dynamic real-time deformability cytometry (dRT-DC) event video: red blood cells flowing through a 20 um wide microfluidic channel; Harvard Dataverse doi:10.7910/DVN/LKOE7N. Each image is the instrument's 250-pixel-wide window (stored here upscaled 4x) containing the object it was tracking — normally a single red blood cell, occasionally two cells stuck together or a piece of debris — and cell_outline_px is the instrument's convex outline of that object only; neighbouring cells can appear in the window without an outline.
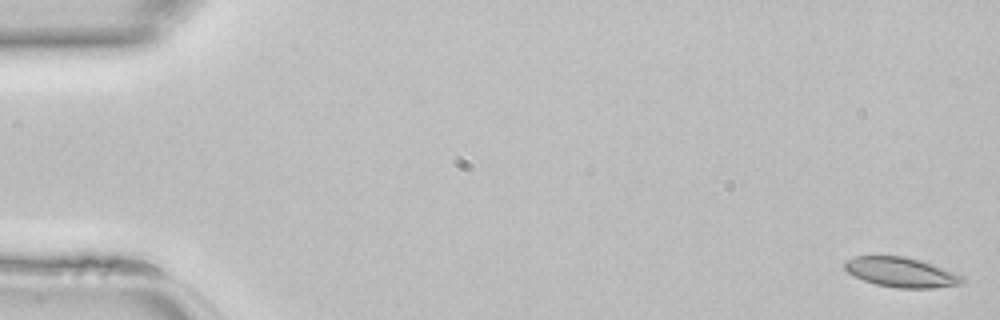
{"species": "common noctule bat (a hibernating species)", "species_latin": "Nyctalus noctula", "temperature_condition": "room temperature", "stored_images_in_passage": 46, "camera_frame_rate_fps": 3000, "um_per_image_px": 0.085, "animal": {"sex": "female", "body_mass_g": 22.7, "forearm_length_mm": 54.2}, "frame": {"image": 1, "passage_image": 1, "time_ms": 0.0, "image_size_px": [1000, 320], "cell_outline_px": [[964, 284], [932, 288], [896, 288], [876, 284], [864, 280], [848, 272], [844, 268], [844, 260], [856, 256], [904, 256], [920, 260], [932, 264], [964, 276]], "centroid_in_image_um": [76.61, 23.14], "position_along_channel_um": 8.4, "area_um2": 20.4}}
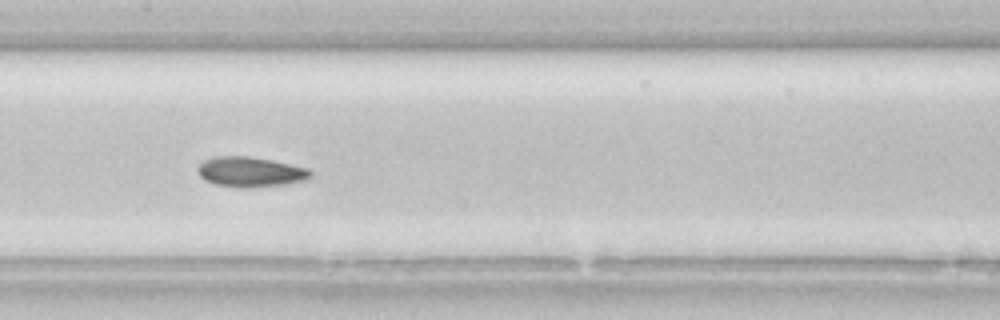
{"frame": {"image": 2, "passage_image": 23, "time_ms": 7.333, "image_size_px": [1000, 320], "cell_outline_px": [[312, 176], [308, 180], [284, 184], [244, 188], [240, 188], [216, 184], [204, 180], [196, 172], [196, 168], [204, 160], [212, 156], [248, 156], [272, 160], [308, 168], [312, 172]], "centroid_in_image_um": [21.27, 14.6], "position_along_channel_um": 186.1, "area_um2": 19.94}}
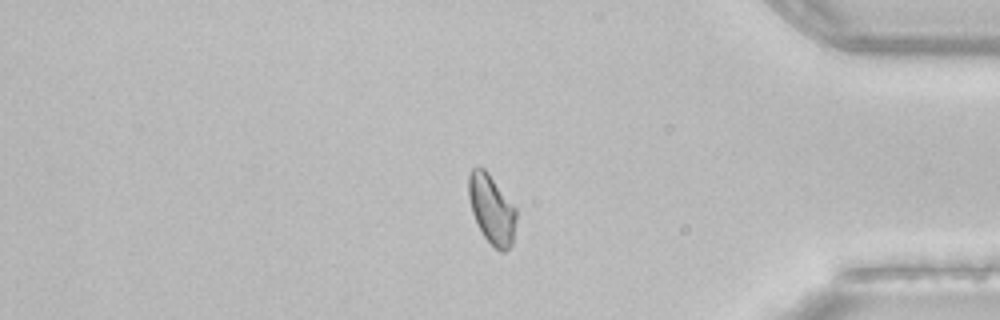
{"frame": {"image": 3, "passage_image": 39, "time_ms": 12.667, "image_size_px": [1000, 320], "cell_outline_px": [[516, 220], [512, 244], [504, 252], [500, 252], [484, 236], [472, 212], [468, 196], [468, 172], [472, 168], [484, 168], [488, 172], [516, 208]], "centroid_in_image_um": [41.79, 17.76], "position_along_channel_um": 393.4, "area_um2": 19.02}}